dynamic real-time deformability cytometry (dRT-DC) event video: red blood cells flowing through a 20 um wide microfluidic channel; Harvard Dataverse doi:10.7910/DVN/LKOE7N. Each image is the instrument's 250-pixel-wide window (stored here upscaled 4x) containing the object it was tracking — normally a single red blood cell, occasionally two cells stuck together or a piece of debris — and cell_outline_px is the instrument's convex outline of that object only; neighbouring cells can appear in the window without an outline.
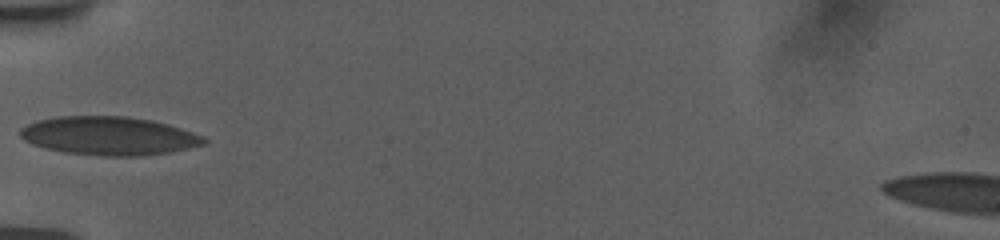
{"species": "human", "species_latin": "Homo sapiens", "temperature_condition": "room temperature", "stored_images_in_passage": 17, "camera_frame_rate_fps": 3000, "um_per_image_px": 0.085, "donor": {"sex": "female"}, "frame": {"image": 1, "passage_image": 1, "time_ms": 0.0, "image_size_px": [1000, 240], "cell_outline_px": [[208, 140], [204, 144], [168, 152], [144, 156], [100, 156], [64, 152], [44, 148], [32, 144], [24, 140], [20, 136], [20, 128], [28, 124], [40, 120], [56, 116], [124, 116], [148, 120], [164, 124], [200, 136]], "centroid_in_image_um": [9.16, 11.56], "position_along_channel_um": 75.8, "area_um2": 40.63}}
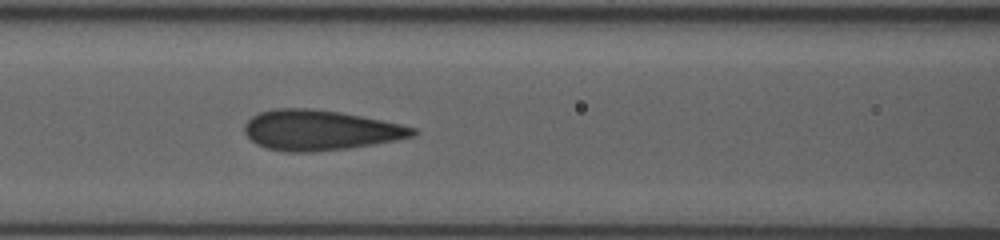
{"frame": {"image": 2, "passage_image": 12, "time_ms": 1.667, "image_size_px": [1000, 240], "cell_outline_px": [[420, 132], [412, 136], [372, 144], [348, 148], [316, 152], [284, 152], [268, 148], [252, 140], [248, 136], [244, 128], [248, 120], [252, 116], [260, 112], [276, 108], [312, 108], [340, 112], [400, 124], [416, 128]], "centroid_in_image_um": [27.2, 11.06], "position_along_channel_um": 139.4, "area_um2": 39.02}}
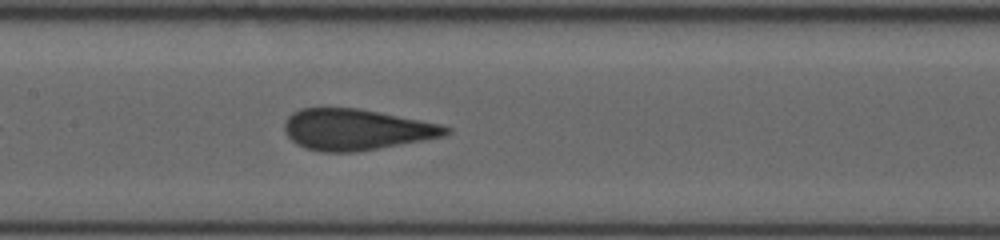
{"frame": {"image": 3, "passage_image": 17, "time_ms": 2.667, "image_size_px": [1000, 240], "cell_outline_px": [[452, 128], [448, 132], [440, 136], [420, 140], [356, 152], [324, 152], [308, 148], [292, 140], [288, 136], [284, 128], [284, 124], [288, 116], [304, 108], [356, 108], [436, 124]], "centroid_in_image_um": [30.2, 11.01], "position_along_channel_um": 177.2, "area_um2": 37.28}}